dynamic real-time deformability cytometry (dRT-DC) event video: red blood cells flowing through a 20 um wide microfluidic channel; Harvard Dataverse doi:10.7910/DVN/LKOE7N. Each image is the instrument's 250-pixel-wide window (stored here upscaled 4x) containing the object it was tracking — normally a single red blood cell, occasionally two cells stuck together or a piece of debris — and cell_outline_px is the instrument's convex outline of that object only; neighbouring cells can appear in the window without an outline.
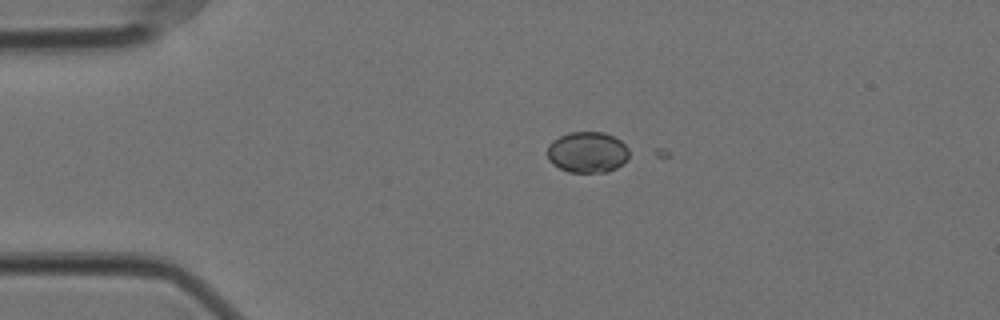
{"species": "Egyptian fruit bat (a non-hibernating species)", "species_latin": "Rousettus aegyptiacus", "temperature_condition": "cold", "stored_images_in_passage": 3, "camera_frame_rate_fps": 3000, "um_per_image_px": 0.085, "animal": {"sex": "female"}, "frame": {"image": 1, "passage_image": 2, "time_ms": 0.333, "image_size_px": [1000, 320], "cell_outline_px": [[628, 156], [616, 168], [608, 172], [568, 172], [552, 164], [548, 160], [548, 144], [552, 140], [568, 132], [604, 132], [620, 140], [628, 148]], "centroid_in_image_um": [49.89, 12.93], "position_along_channel_um": 35.1, "area_um2": 19.48}}